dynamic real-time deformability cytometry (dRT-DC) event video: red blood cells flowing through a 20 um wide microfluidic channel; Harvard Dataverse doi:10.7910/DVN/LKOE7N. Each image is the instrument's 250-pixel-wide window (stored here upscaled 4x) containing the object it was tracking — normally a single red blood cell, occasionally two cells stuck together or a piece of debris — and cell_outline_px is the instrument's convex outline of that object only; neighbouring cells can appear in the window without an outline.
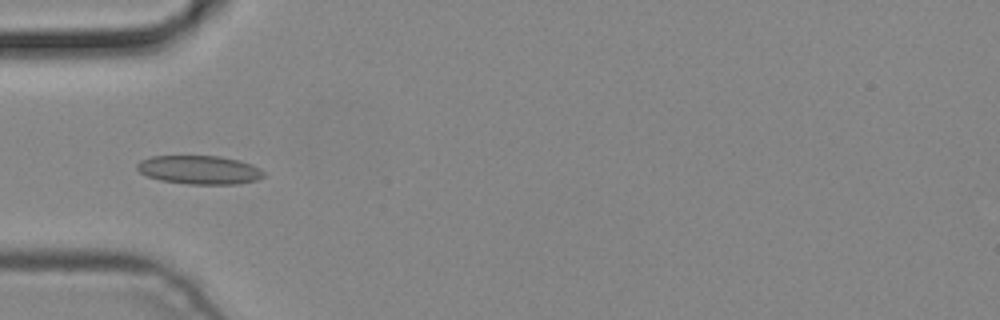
{"species": "common noctule bat (a hibernating species)", "species_latin": "Nyctalus noctula", "temperature_condition": "cold", "stored_images_in_passage": 6, "camera_frame_rate_fps": 3000, "um_per_image_px": 0.085, "animal": {"sex": "male", "body_mass_g": 19.2, "forearm_length_mm": 51.8}, "frame": {"image": 1, "passage_image": 5, "time_ms": 1.333, "image_size_px": [1000, 320], "cell_outline_px": [[264, 176], [256, 180], [236, 184], [188, 184], [160, 180], [148, 176], [140, 172], [136, 168], [136, 164], [140, 160], [152, 156], [220, 156], [240, 160], [252, 164], [260, 168], [264, 172]], "centroid_in_image_um": [16.95, 14.43], "position_along_channel_um": 68.0, "area_um2": 21.21}}
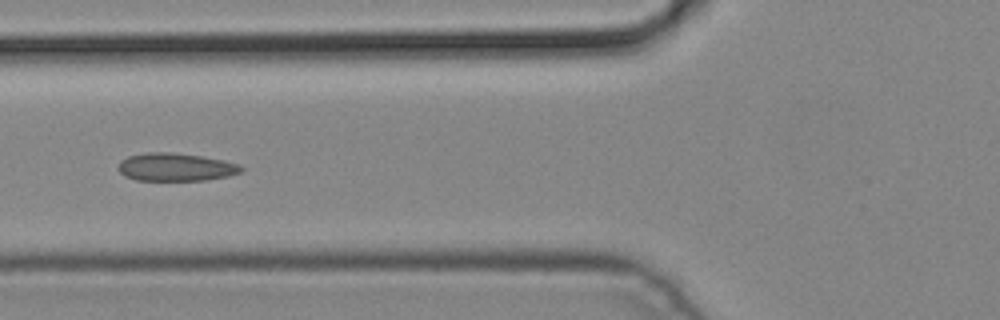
{"frame": {"image": 2, "passage_image": 6, "time_ms": 1.667, "image_size_px": [1000, 320], "cell_outline_px": [[244, 172], [228, 176], [204, 180], [136, 180], [124, 176], [116, 168], [120, 160], [128, 156], [148, 152], [172, 152], [200, 156], [224, 160], [240, 164], [244, 168]], "centroid_in_image_um": [14.94, 14.2], "position_along_channel_um": 110.9, "area_um2": 20.23}}